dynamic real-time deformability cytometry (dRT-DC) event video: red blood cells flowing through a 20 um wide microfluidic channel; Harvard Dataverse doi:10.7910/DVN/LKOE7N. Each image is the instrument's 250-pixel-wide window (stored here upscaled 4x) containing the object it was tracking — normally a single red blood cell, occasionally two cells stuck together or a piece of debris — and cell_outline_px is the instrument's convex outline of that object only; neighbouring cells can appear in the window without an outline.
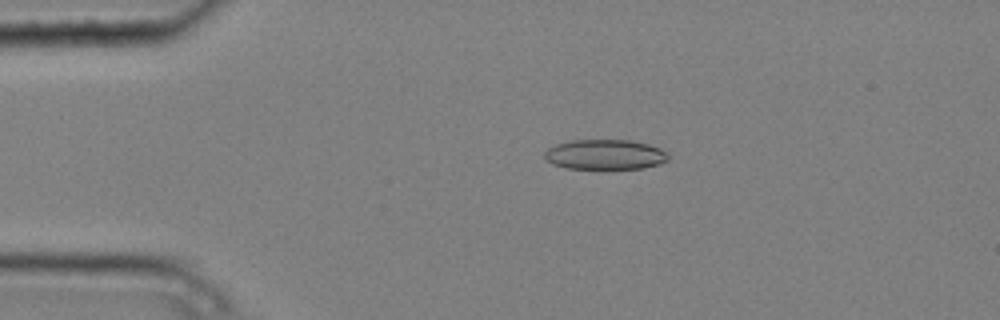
{"species": "common noctule bat (a hibernating species)", "species_latin": "Nyctalus noctula", "temperature_condition": "cold", "stored_images_in_passage": 4, "camera_frame_rate_fps": 3000, "um_per_image_px": 0.085, "animal": {"sex": "male", "body_mass_g": 20.4}, "frame": {"image": 1, "passage_image": 3, "time_ms": 0.667, "image_size_px": [1000, 320], "cell_outline_px": [[668, 160], [660, 164], [644, 168], [568, 168], [552, 164], [544, 156], [544, 152], [548, 148], [556, 144], [572, 140], [632, 140], [648, 144], [660, 148], [668, 156]], "centroid_in_image_um": [51.43, 13.13], "position_along_channel_um": 33.6, "area_um2": 21.5}}